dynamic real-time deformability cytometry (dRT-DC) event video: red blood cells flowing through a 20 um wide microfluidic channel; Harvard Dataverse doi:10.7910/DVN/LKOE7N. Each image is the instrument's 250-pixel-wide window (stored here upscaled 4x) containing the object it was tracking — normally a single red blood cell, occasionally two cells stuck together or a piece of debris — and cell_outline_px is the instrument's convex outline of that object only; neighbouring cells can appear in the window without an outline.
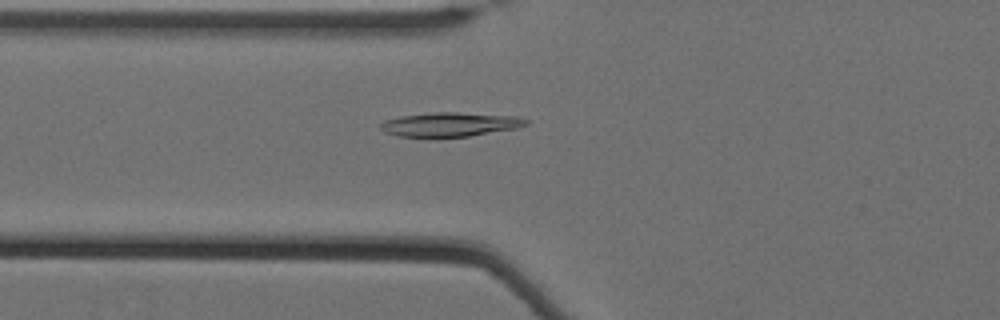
{"species": "Egyptian fruit bat (a non-hibernating species)", "species_latin": "Rousettus aegyptiacus", "temperature_condition": "cold", "stored_images_in_passage": 43, "camera_frame_rate_fps": 3000, "um_per_image_px": 0.085, "animal": {"sex": "female"}, "frame": {"image": 1, "passage_image": 8, "time_ms": 2.333, "image_size_px": [1000, 320], "cell_outline_px": [[532, 120], [528, 124], [516, 128], [468, 136], [396, 136], [384, 132], [380, 128], [380, 124], [384, 120], [400, 116], [432, 112], [456, 112], [516, 116]], "centroid_in_image_um": [38.26, 10.56], "position_along_channel_um": 87.5, "area_um2": 20.35}}
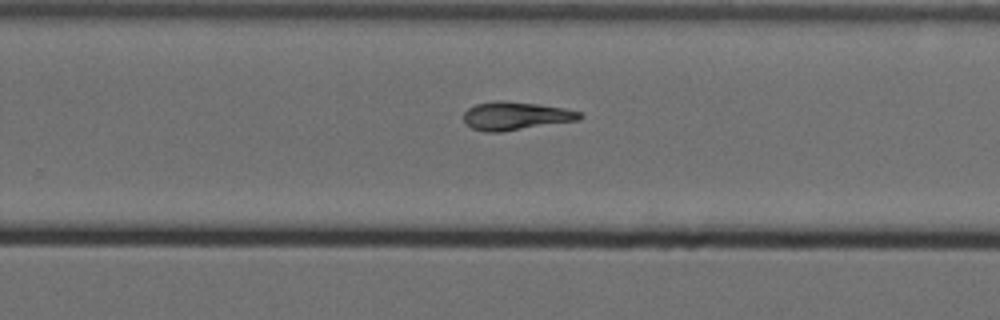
{"frame": {"image": 2, "passage_image": 25, "time_ms": 8.0, "image_size_px": [1000, 320], "cell_outline_px": [[584, 116], [580, 120], [500, 132], [484, 132], [472, 128], [464, 120], [464, 112], [468, 108], [476, 104], [496, 100], [504, 100], [536, 104], [564, 108], [580, 112]], "centroid_in_image_um": [43.84, 9.85], "position_along_channel_um": 286.0, "area_um2": 19.07}}
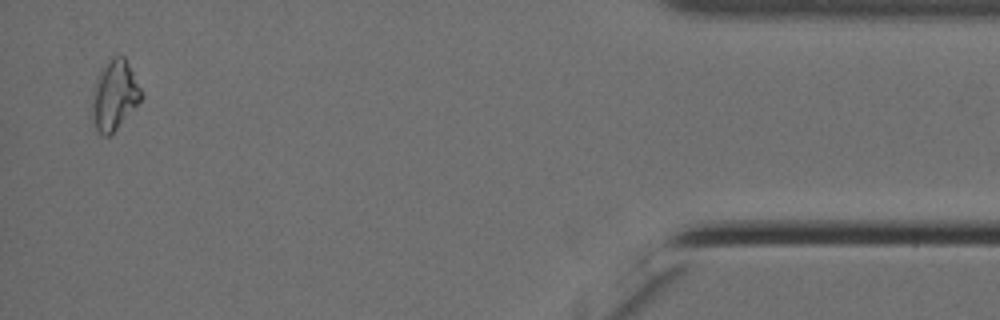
{"frame": {"image": 3, "passage_image": 42, "time_ms": 13.667, "image_size_px": [1000, 320], "cell_outline_px": [[144, 96], [116, 128], [108, 136], [104, 136], [96, 132], [92, 120], [92, 100], [96, 76], [116, 56], [124, 56]], "centroid_in_image_um": [9.7, 8.14], "position_along_channel_um": 425.5, "area_um2": 19.31}}